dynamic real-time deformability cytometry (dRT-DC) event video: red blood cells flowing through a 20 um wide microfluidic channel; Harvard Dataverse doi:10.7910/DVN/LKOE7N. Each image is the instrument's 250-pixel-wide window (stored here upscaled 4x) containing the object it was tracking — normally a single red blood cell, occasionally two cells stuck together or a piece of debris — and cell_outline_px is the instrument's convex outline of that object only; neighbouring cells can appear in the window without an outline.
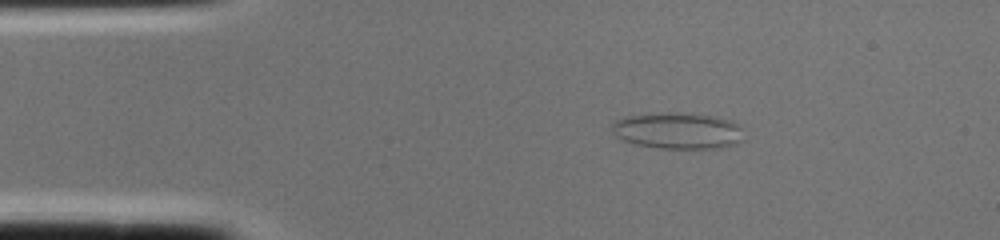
{"species": "common noctule bat (a hibernating species)", "species_latin": "Nyctalus noctula", "temperature_condition": "cold", "stored_images_in_passage": 1, "camera_frame_rate_fps": 3000, "um_per_image_px": 0.085, "animal": {"sex": "female", "body_mass_g": 22.0, "forearm_length_mm": 56.7}, "frame": {"image": 1, "passage_image": 1, "time_ms": 0.0, "image_size_px": [1000, 240], "cell_outline_px": [[744, 140], [736, 144], [720, 148], [656, 148], [636, 144], [624, 140], [616, 136], [612, 128], [612, 124], [616, 120], [624, 116], [660, 112], [676, 112], [712, 116], [732, 120], [740, 128]], "centroid_in_image_um": [57.61, 11.1], "position_along_channel_um": 27.4, "area_um2": 28.03}}